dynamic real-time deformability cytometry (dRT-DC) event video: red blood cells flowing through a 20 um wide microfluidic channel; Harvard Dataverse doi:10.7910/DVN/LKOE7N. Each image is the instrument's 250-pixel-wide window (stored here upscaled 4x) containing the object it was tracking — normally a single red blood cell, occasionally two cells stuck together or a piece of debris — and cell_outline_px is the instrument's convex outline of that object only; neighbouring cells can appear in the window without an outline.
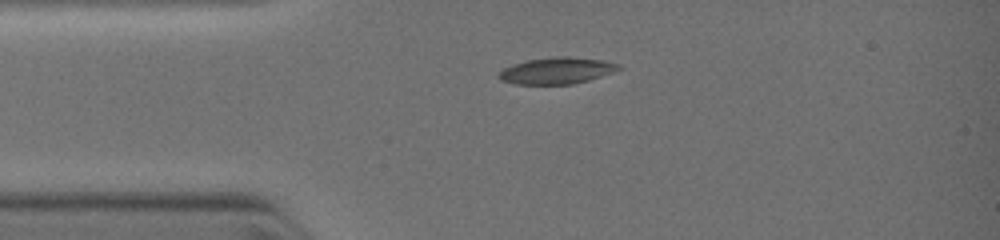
{"species": "common noctule bat (a hibernating species)", "species_latin": "Nyctalus noctula", "temperature_condition": "warm", "stored_images_in_passage": 2, "camera_frame_rate_fps": 3000, "um_per_image_px": 0.085, "animal": {"sex": "female", "body_mass_g": 19.0, "forearm_length_mm": 51.5}, "frame": {"image": 1, "passage_image": 1, "time_ms": 0.0, "image_size_px": [1000, 240], "cell_outline_px": [[624, 68], [588, 80], [572, 84], [512, 84], [500, 80], [496, 76], [504, 68], [512, 64], [524, 60], [556, 56], [568, 56], [600, 60], [620, 64]], "centroid_in_image_um": [47.28, 6.0], "position_along_channel_um": 37.7, "area_um2": 18.61}}